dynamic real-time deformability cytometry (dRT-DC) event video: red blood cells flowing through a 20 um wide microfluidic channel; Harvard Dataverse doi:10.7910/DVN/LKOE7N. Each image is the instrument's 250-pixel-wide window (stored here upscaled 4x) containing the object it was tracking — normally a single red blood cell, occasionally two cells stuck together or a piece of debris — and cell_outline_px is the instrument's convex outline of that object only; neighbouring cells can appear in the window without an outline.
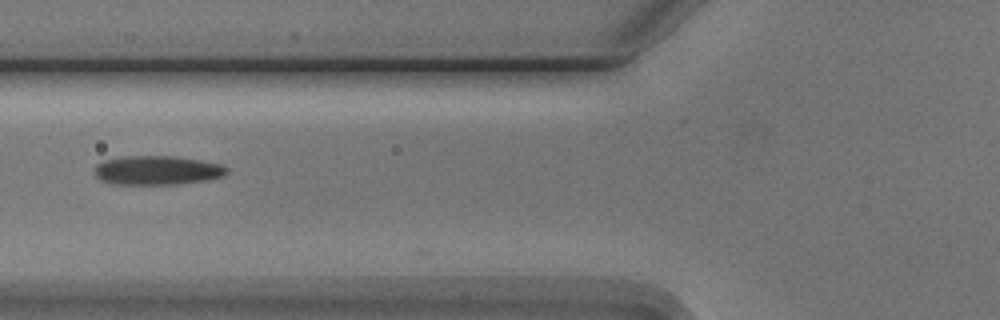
{"species": "Egyptian fruit bat (a non-hibernating species)", "species_latin": "Rousettus aegyptiacus", "temperature_condition": "cold", "stored_images_in_passage": 8, "camera_frame_rate_fps": 3000, "um_per_image_px": 0.085, "animal": {"sex": "male"}, "frame": {"image": 1, "passage_image": 5, "time_ms": 5.333, "image_size_px": [1000, 320], "cell_outline_px": [[228, 172], [224, 176], [204, 180], [176, 184], [112, 184], [100, 180], [96, 176], [96, 164], [104, 160], [120, 156], [172, 156], [200, 160], [220, 164], [228, 168]], "centroid_in_image_um": [13.34, 14.47], "position_along_channel_um": 112.5, "area_um2": 22.37}}
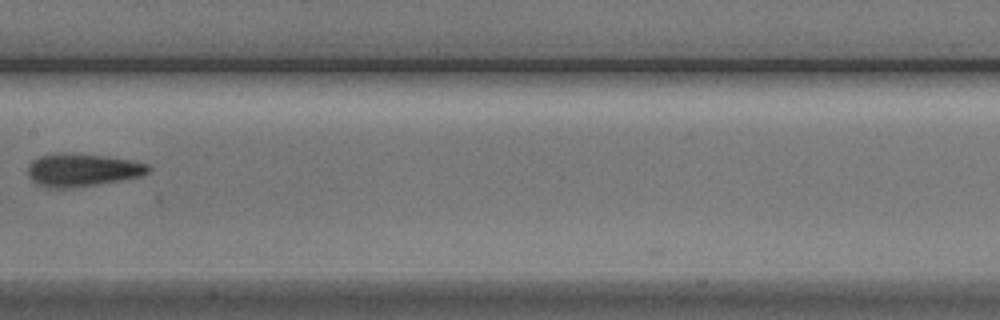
{"frame": {"image": 2, "passage_image": 7, "time_ms": 7.667, "image_size_px": [1000, 320], "cell_outline_px": [[152, 168], [148, 172], [140, 176], [120, 180], [72, 188], [44, 188], [32, 180], [28, 176], [28, 164], [32, 160], [40, 156], [60, 152], [64, 152], [108, 156], [148, 164]], "centroid_in_image_um": [6.95, 14.44], "position_along_channel_um": 200.4, "area_um2": 23.18}}
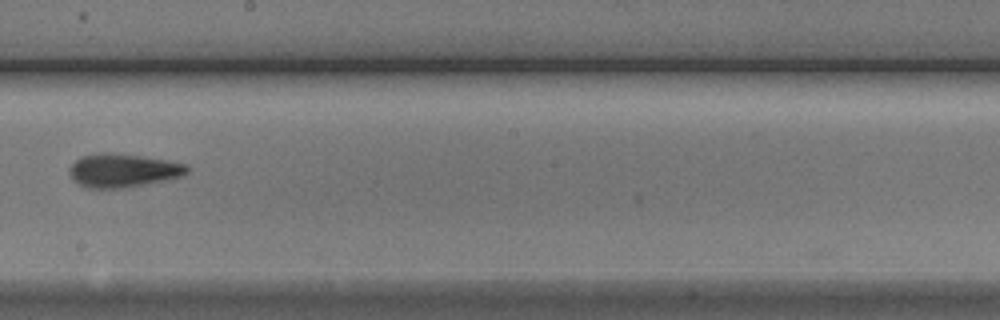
{"frame": {"image": 3, "passage_image": 8, "time_ms": 8.667, "image_size_px": [1000, 320], "cell_outline_px": [[188, 172], [184, 176], [124, 188], [88, 188], [80, 184], [72, 176], [72, 164], [80, 156], [100, 152], [108, 152], [140, 156], [168, 160], [184, 164], [188, 168]], "centroid_in_image_um": [10.49, 14.48], "position_along_channel_um": 237.7, "area_um2": 22.6}}